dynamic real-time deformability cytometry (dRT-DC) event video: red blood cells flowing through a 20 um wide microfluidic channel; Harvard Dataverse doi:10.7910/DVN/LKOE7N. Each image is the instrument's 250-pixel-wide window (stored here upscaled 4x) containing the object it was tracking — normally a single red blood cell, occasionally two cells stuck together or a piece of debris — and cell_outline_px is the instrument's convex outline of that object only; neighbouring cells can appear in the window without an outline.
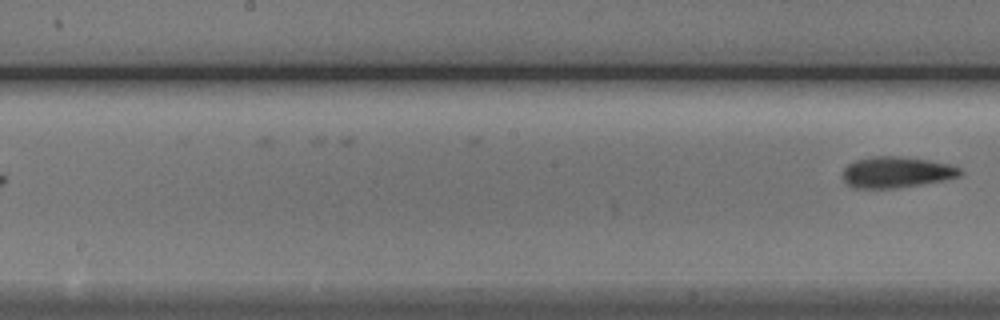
{"species": "Egyptian fruit bat (a non-hibernating species)", "species_latin": "Rousettus aegyptiacus", "temperature_condition": "cold", "stored_images_in_passage": 7, "segment_of_instrument_passage": [2, 2], "camera_frame_rate_fps": 3000, "um_per_image_px": 0.085, "animal": {"sex": "male"}, "frame": {"image": 1, "passage_image": 7, "time_ms": 7.333, "image_size_px": [1000, 320], "cell_outline_px": [[964, 172], [960, 176], [944, 180], [896, 188], [852, 188], [844, 184], [840, 176], [844, 168], [848, 164], [856, 160], [872, 156], [896, 156], [928, 160], [948, 164], [960, 168]], "centroid_in_image_um": [76.13, 14.65], "position_along_channel_um": 172.1, "area_um2": 21.44}}